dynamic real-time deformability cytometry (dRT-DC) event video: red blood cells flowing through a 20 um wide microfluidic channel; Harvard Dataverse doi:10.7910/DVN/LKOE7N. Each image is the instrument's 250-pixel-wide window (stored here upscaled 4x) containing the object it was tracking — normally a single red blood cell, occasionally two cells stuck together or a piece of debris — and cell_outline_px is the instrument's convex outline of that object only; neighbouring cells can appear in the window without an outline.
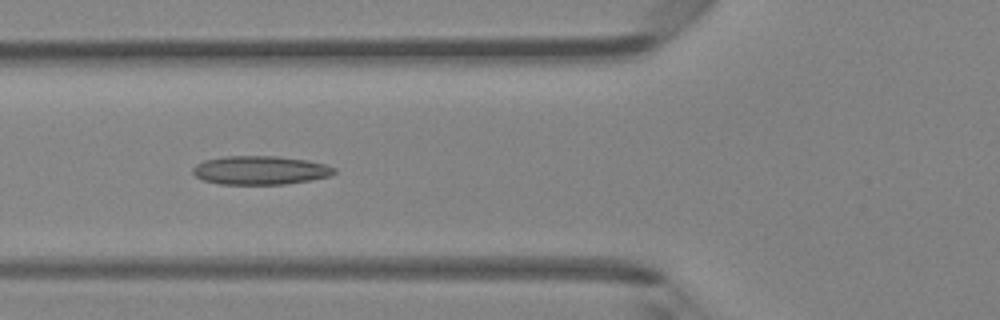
{"species": "Egyptian fruit bat (a non-hibernating species)", "species_latin": "Rousettus aegyptiacus", "temperature_condition": "room temperature", "stored_images_in_passage": 4, "camera_frame_rate_fps": 3000, "um_per_image_px": 0.085, "animal": {"sex": "female"}, "frame": {"image": 1, "passage_image": 4, "time_ms": 4.333, "image_size_px": [1000, 320], "cell_outline_px": [[336, 172], [332, 176], [312, 180], [284, 184], [220, 184], [204, 180], [196, 176], [192, 172], [192, 168], [196, 164], [204, 160], [224, 156], [276, 156], [308, 160], [324, 164], [336, 168]], "centroid_in_image_um": [22.14, 14.47], "position_along_channel_um": 103.7, "area_um2": 23.76}}